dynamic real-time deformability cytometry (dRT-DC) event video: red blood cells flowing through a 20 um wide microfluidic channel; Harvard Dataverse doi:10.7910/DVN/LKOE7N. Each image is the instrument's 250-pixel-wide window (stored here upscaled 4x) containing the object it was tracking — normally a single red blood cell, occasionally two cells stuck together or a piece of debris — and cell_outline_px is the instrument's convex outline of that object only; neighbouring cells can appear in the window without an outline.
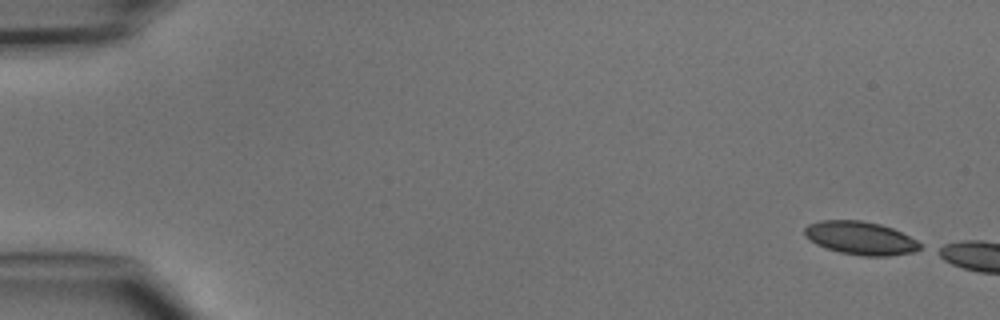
{"species": "common noctule bat (a hibernating species)", "species_latin": "Nyctalus noctula", "temperature_condition": "cold", "stored_images_in_passage": 2, "camera_frame_rate_fps": 3000, "um_per_image_px": 0.085, "animal": {"sex": "male", "body_mass_g": 15.6}, "frame": {"image": 1, "passage_image": 2, "time_ms": 1.333, "image_size_px": [1000, 320], "cell_outline_px": [[920, 248], [912, 252], [888, 256], [864, 256], [840, 252], [816, 244], [808, 240], [804, 236], [804, 228], [808, 224], [820, 220], [860, 220], [880, 224], [892, 228], [916, 240], [920, 244]], "centroid_in_image_um": [73.08, 20.23], "position_along_channel_um": 11.9, "area_um2": 22.2}}